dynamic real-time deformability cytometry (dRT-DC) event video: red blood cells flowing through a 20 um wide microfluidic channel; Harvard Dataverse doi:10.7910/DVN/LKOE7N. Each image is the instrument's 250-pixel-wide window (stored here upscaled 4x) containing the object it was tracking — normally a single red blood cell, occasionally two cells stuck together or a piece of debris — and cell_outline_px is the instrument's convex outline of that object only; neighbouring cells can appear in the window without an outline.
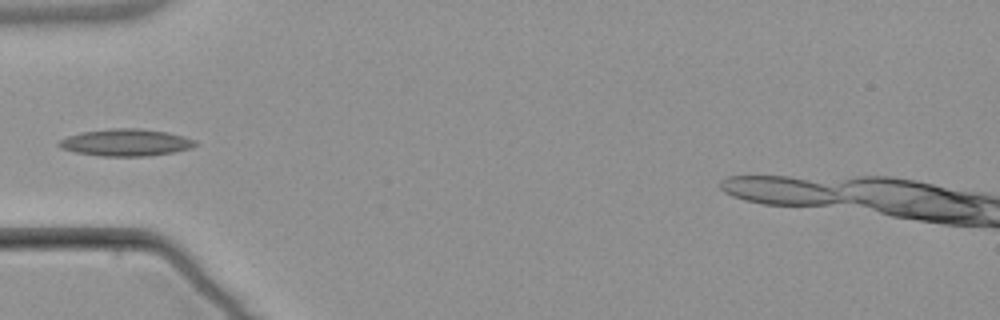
{"species": "common noctule bat (a hibernating species)", "species_latin": "Nyctalus noctula", "temperature_condition": "warm", "stored_images_in_passage": 1, "camera_frame_rate_fps": 3000, "um_per_image_px": 0.085, "animal": {"sex": "male", "body_mass_g": 21.5, "forearm_length_mm": 52.0}, "frame": {"image": 1, "passage_image": 1, "time_ms": 0.0, "image_size_px": [1000, 320], "cell_outline_px": [[200, 144], [192, 148], [172, 152], [148, 156], [100, 156], [76, 152], [60, 148], [56, 144], [60, 140], [68, 136], [80, 132], [112, 128], [140, 128], [168, 132], [184, 136], [196, 140]], "centroid_in_image_um": [10.72, 12.11], "position_along_channel_um": 74.3, "area_um2": 21.68}}